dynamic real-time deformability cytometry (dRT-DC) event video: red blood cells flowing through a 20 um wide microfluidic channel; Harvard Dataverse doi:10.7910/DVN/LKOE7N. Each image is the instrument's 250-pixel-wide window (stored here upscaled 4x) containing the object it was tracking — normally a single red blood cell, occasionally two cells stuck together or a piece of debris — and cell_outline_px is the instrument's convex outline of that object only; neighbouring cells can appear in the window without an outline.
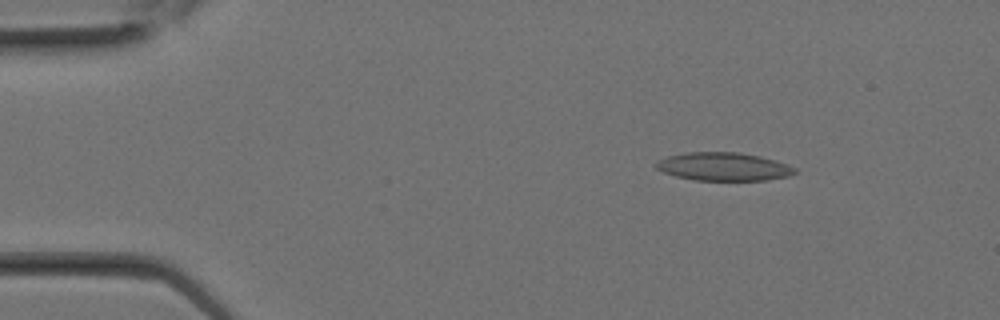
{"species": "Egyptian fruit bat (a non-hibernating species)", "species_latin": "Rousettus aegyptiacus", "temperature_condition": "room temperature", "stored_images_in_passage": 6, "camera_frame_rate_fps": 3000, "um_per_image_px": 0.085, "animal": {"sex": "female"}, "frame": {"image": 1, "passage_image": 2, "time_ms": 0.333, "image_size_px": [1000, 320], "cell_outline_px": [[796, 172], [788, 176], [768, 180], [692, 180], [676, 176], [664, 172], [656, 168], [656, 160], [668, 156], [684, 152], [740, 152], [760, 156], [788, 164], [796, 168]], "centroid_in_image_um": [61.49, 14.16], "position_along_channel_um": 23.5, "area_um2": 22.89}}
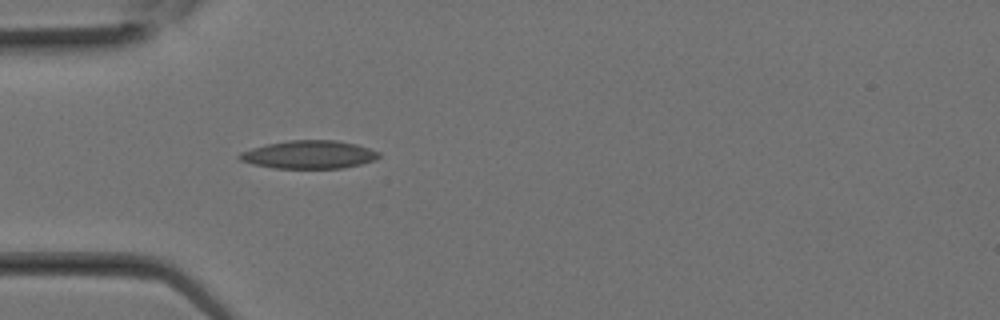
{"frame": {"image": 2, "passage_image": 6, "time_ms": 1.667, "image_size_px": [1000, 320], "cell_outline_px": [[380, 156], [372, 160], [360, 164], [344, 168], [276, 168], [252, 164], [240, 160], [236, 156], [240, 152], [252, 148], [268, 144], [288, 140], [336, 140], [356, 144], [380, 152]], "centroid_in_image_um": [26.24, 13.14], "position_along_channel_um": 58.8, "area_um2": 22.72}}